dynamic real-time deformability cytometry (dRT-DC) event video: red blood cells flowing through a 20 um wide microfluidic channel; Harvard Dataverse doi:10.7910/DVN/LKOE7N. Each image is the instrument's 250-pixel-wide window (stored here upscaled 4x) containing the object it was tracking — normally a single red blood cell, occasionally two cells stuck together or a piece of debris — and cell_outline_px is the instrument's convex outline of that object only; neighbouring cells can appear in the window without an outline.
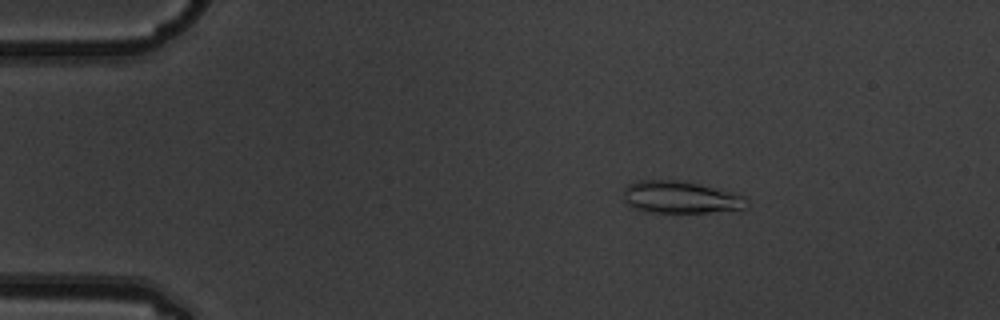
{"species": "common noctule bat (a hibernating species)", "species_latin": "Nyctalus noctula", "temperature_condition": "warm", "stored_images_in_passage": 4, "camera_frame_rate_fps": 3000, "um_per_image_px": 0.085, "animal": {"sex": "male", "body_mass_g": 19.5, "forearm_length_mm": 54.6}, "frame": {"image": 1, "passage_image": 2, "time_ms": 0.333, "image_size_px": [1000, 320], "cell_outline_px": [[748, 204], [744, 208], [708, 212], [640, 212], [628, 204], [624, 200], [624, 188], [628, 184], [640, 180], [680, 180], [732, 192], [744, 196]], "centroid_in_image_um": [57.79, 16.77], "position_along_channel_um": 27.2, "area_um2": 22.95}}